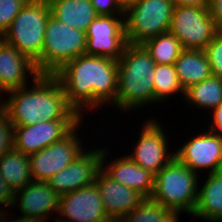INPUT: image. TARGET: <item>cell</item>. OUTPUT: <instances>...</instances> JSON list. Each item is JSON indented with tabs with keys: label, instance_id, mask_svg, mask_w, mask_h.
Returning a JSON list of instances; mask_svg holds the SVG:
<instances>
[{
	"label": "cell",
	"instance_id": "38",
	"mask_svg": "<svg viewBox=\"0 0 222 222\" xmlns=\"http://www.w3.org/2000/svg\"><path fill=\"white\" fill-rule=\"evenodd\" d=\"M119 6L125 11L130 6L134 5L138 0H116Z\"/></svg>",
	"mask_w": 222,
	"mask_h": 222
},
{
	"label": "cell",
	"instance_id": "40",
	"mask_svg": "<svg viewBox=\"0 0 222 222\" xmlns=\"http://www.w3.org/2000/svg\"><path fill=\"white\" fill-rule=\"evenodd\" d=\"M4 95H1L0 94V111L1 110H3V100H2V97H3Z\"/></svg>",
	"mask_w": 222,
	"mask_h": 222
},
{
	"label": "cell",
	"instance_id": "10",
	"mask_svg": "<svg viewBox=\"0 0 222 222\" xmlns=\"http://www.w3.org/2000/svg\"><path fill=\"white\" fill-rule=\"evenodd\" d=\"M150 118L141 126L139 140L134 142V151L127 154L141 168L156 175L175 156L174 151L170 152L168 137L165 135L161 121ZM170 149V150H168Z\"/></svg>",
	"mask_w": 222,
	"mask_h": 222
},
{
	"label": "cell",
	"instance_id": "35",
	"mask_svg": "<svg viewBox=\"0 0 222 222\" xmlns=\"http://www.w3.org/2000/svg\"><path fill=\"white\" fill-rule=\"evenodd\" d=\"M174 5L191 7H208L209 0H173Z\"/></svg>",
	"mask_w": 222,
	"mask_h": 222
},
{
	"label": "cell",
	"instance_id": "24",
	"mask_svg": "<svg viewBox=\"0 0 222 222\" xmlns=\"http://www.w3.org/2000/svg\"><path fill=\"white\" fill-rule=\"evenodd\" d=\"M184 101L193 108L211 112L222 103V78L212 76L188 87Z\"/></svg>",
	"mask_w": 222,
	"mask_h": 222
},
{
	"label": "cell",
	"instance_id": "15",
	"mask_svg": "<svg viewBox=\"0 0 222 222\" xmlns=\"http://www.w3.org/2000/svg\"><path fill=\"white\" fill-rule=\"evenodd\" d=\"M81 121L83 120L41 121L32 126L14 127V148L30 156L62 140Z\"/></svg>",
	"mask_w": 222,
	"mask_h": 222
},
{
	"label": "cell",
	"instance_id": "9",
	"mask_svg": "<svg viewBox=\"0 0 222 222\" xmlns=\"http://www.w3.org/2000/svg\"><path fill=\"white\" fill-rule=\"evenodd\" d=\"M81 121L62 140L30 155V168L33 181H48L54 174L59 173L72 163L84 151V143L78 133ZM79 130H78V129ZM78 130V131H77Z\"/></svg>",
	"mask_w": 222,
	"mask_h": 222
},
{
	"label": "cell",
	"instance_id": "31",
	"mask_svg": "<svg viewBox=\"0 0 222 222\" xmlns=\"http://www.w3.org/2000/svg\"><path fill=\"white\" fill-rule=\"evenodd\" d=\"M98 16L124 15L116 0H90Z\"/></svg>",
	"mask_w": 222,
	"mask_h": 222
},
{
	"label": "cell",
	"instance_id": "23",
	"mask_svg": "<svg viewBox=\"0 0 222 222\" xmlns=\"http://www.w3.org/2000/svg\"><path fill=\"white\" fill-rule=\"evenodd\" d=\"M0 173L13 192H17L33 181L30 156L13 148L0 157Z\"/></svg>",
	"mask_w": 222,
	"mask_h": 222
},
{
	"label": "cell",
	"instance_id": "41",
	"mask_svg": "<svg viewBox=\"0 0 222 222\" xmlns=\"http://www.w3.org/2000/svg\"><path fill=\"white\" fill-rule=\"evenodd\" d=\"M105 222H120V221L118 219H109V220H107Z\"/></svg>",
	"mask_w": 222,
	"mask_h": 222
},
{
	"label": "cell",
	"instance_id": "36",
	"mask_svg": "<svg viewBox=\"0 0 222 222\" xmlns=\"http://www.w3.org/2000/svg\"><path fill=\"white\" fill-rule=\"evenodd\" d=\"M5 222H41V221L35 218L20 215L19 218L16 219L15 218L10 219L8 217V220L7 221L5 220Z\"/></svg>",
	"mask_w": 222,
	"mask_h": 222
},
{
	"label": "cell",
	"instance_id": "4",
	"mask_svg": "<svg viewBox=\"0 0 222 222\" xmlns=\"http://www.w3.org/2000/svg\"><path fill=\"white\" fill-rule=\"evenodd\" d=\"M200 177L174 156L154 175V189L150 198L170 212L192 215L197 202Z\"/></svg>",
	"mask_w": 222,
	"mask_h": 222
},
{
	"label": "cell",
	"instance_id": "1",
	"mask_svg": "<svg viewBox=\"0 0 222 222\" xmlns=\"http://www.w3.org/2000/svg\"><path fill=\"white\" fill-rule=\"evenodd\" d=\"M54 76L62 85L68 103L83 118V112L109 104L115 107L118 92L117 60L80 55L65 64Z\"/></svg>",
	"mask_w": 222,
	"mask_h": 222
},
{
	"label": "cell",
	"instance_id": "34",
	"mask_svg": "<svg viewBox=\"0 0 222 222\" xmlns=\"http://www.w3.org/2000/svg\"><path fill=\"white\" fill-rule=\"evenodd\" d=\"M208 8L218 33H222V0H209Z\"/></svg>",
	"mask_w": 222,
	"mask_h": 222
},
{
	"label": "cell",
	"instance_id": "17",
	"mask_svg": "<svg viewBox=\"0 0 222 222\" xmlns=\"http://www.w3.org/2000/svg\"><path fill=\"white\" fill-rule=\"evenodd\" d=\"M59 202L60 195L47 182L32 181L15 193L13 208L17 205L21 215L47 222L57 213Z\"/></svg>",
	"mask_w": 222,
	"mask_h": 222
},
{
	"label": "cell",
	"instance_id": "2",
	"mask_svg": "<svg viewBox=\"0 0 222 222\" xmlns=\"http://www.w3.org/2000/svg\"><path fill=\"white\" fill-rule=\"evenodd\" d=\"M32 88L24 86L7 92L3 110L13 127L32 126L41 121L85 120L68 103L65 91L54 75H39Z\"/></svg>",
	"mask_w": 222,
	"mask_h": 222
},
{
	"label": "cell",
	"instance_id": "39",
	"mask_svg": "<svg viewBox=\"0 0 222 222\" xmlns=\"http://www.w3.org/2000/svg\"><path fill=\"white\" fill-rule=\"evenodd\" d=\"M0 209H2V210H0V222H5V220H7V216H8L7 214L9 212V210L5 211L3 206H0Z\"/></svg>",
	"mask_w": 222,
	"mask_h": 222
},
{
	"label": "cell",
	"instance_id": "19",
	"mask_svg": "<svg viewBox=\"0 0 222 222\" xmlns=\"http://www.w3.org/2000/svg\"><path fill=\"white\" fill-rule=\"evenodd\" d=\"M109 153L107 148H103L101 169L114 181L138 191L145 198H150L154 189V175L141 168L128 155L108 161Z\"/></svg>",
	"mask_w": 222,
	"mask_h": 222
},
{
	"label": "cell",
	"instance_id": "21",
	"mask_svg": "<svg viewBox=\"0 0 222 222\" xmlns=\"http://www.w3.org/2000/svg\"><path fill=\"white\" fill-rule=\"evenodd\" d=\"M51 15L74 29L86 32L88 26L97 18L90 0H47Z\"/></svg>",
	"mask_w": 222,
	"mask_h": 222
},
{
	"label": "cell",
	"instance_id": "14",
	"mask_svg": "<svg viewBox=\"0 0 222 222\" xmlns=\"http://www.w3.org/2000/svg\"><path fill=\"white\" fill-rule=\"evenodd\" d=\"M92 149L87 151L85 147L72 163L46 181L60 196L95 183L96 174L101 169L103 147Z\"/></svg>",
	"mask_w": 222,
	"mask_h": 222
},
{
	"label": "cell",
	"instance_id": "32",
	"mask_svg": "<svg viewBox=\"0 0 222 222\" xmlns=\"http://www.w3.org/2000/svg\"><path fill=\"white\" fill-rule=\"evenodd\" d=\"M15 192L9 187L7 182L3 179L0 173V206L6 210L13 209Z\"/></svg>",
	"mask_w": 222,
	"mask_h": 222
},
{
	"label": "cell",
	"instance_id": "6",
	"mask_svg": "<svg viewBox=\"0 0 222 222\" xmlns=\"http://www.w3.org/2000/svg\"><path fill=\"white\" fill-rule=\"evenodd\" d=\"M41 51V75H54L65 64L84 55L86 33L64 24L52 15L46 24Z\"/></svg>",
	"mask_w": 222,
	"mask_h": 222
},
{
	"label": "cell",
	"instance_id": "27",
	"mask_svg": "<svg viewBox=\"0 0 222 222\" xmlns=\"http://www.w3.org/2000/svg\"><path fill=\"white\" fill-rule=\"evenodd\" d=\"M171 212L159 202L145 198L128 215L121 218L120 222H161Z\"/></svg>",
	"mask_w": 222,
	"mask_h": 222
},
{
	"label": "cell",
	"instance_id": "18",
	"mask_svg": "<svg viewBox=\"0 0 222 222\" xmlns=\"http://www.w3.org/2000/svg\"><path fill=\"white\" fill-rule=\"evenodd\" d=\"M95 183L109 219L120 220L131 213L145 199L138 191L114 181L102 169L96 174Z\"/></svg>",
	"mask_w": 222,
	"mask_h": 222
},
{
	"label": "cell",
	"instance_id": "7",
	"mask_svg": "<svg viewBox=\"0 0 222 222\" xmlns=\"http://www.w3.org/2000/svg\"><path fill=\"white\" fill-rule=\"evenodd\" d=\"M173 0H138L124 11L127 44L142 45L145 41L169 31Z\"/></svg>",
	"mask_w": 222,
	"mask_h": 222
},
{
	"label": "cell",
	"instance_id": "33",
	"mask_svg": "<svg viewBox=\"0 0 222 222\" xmlns=\"http://www.w3.org/2000/svg\"><path fill=\"white\" fill-rule=\"evenodd\" d=\"M211 112L212 119L211 122H209V127L207 128L212 133L222 137V103Z\"/></svg>",
	"mask_w": 222,
	"mask_h": 222
},
{
	"label": "cell",
	"instance_id": "13",
	"mask_svg": "<svg viewBox=\"0 0 222 222\" xmlns=\"http://www.w3.org/2000/svg\"><path fill=\"white\" fill-rule=\"evenodd\" d=\"M174 152L175 157L191 171L208 170L209 173L222 170V137L210 130L191 136Z\"/></svg>",
	"mask_w": 222,
	"mask_h": 222
},
{
	"label": "cell",
	"instance_id": "29",
	"mask_svg": "<svg viewBox=\"0 0 222 222\" xmlns=\"http://www.w3.org/2000/svg\"><path fill=\"white\" fill-rule=\"evenodd\" d=\"M29 0H0V37Z\"/></svg>",
	"mask_w": 222,
	"mask_h": 222
},
{
	"label": "cell",
	"instance_id": "3",
	"mask_svg": "<svg viewBox=\"0 0 222 222\" xmlns=\"http://www.w3.org/2000/svg\"><path fill=\"white\" fill-rule=\"evenodd\" d=\"M118 64V92L114 109L135 110L159 103L154 98L155 62L142 45L127 44Z\"/></svg>",
	"mask_w": 222,
	"mask_h": 222
},
{
	"label": "cell",
	"instance_id": "12",
	"mask_svg": "<svg viewBox=\"0 0 222 222\" xmlns=\"http://www.w3.org/2000/svg\"><path fill=\"white\" fill-rule=\"evenodd\" d=\"M56 222H105L103 199L96 183L60 196ZM62 216V217H61Z\"/></svg>",
	"mask_w": 222,
	"mask_h": 222
},
{
	"label": "cell",
	"instance_id": "16",
	"mask_svg": "<svg viewBox=\"0 0 222 222\" xmlns=\"http://www.w3.org/2000/svg\"><path fill=\"white\" fill-rule=\"evenodd\" d=\"M39 75L40 73L31 59L4 42L0 37L1 95L24 86H31L28 84L27 79L31 77L32 80H35Z\"/></svg>",
	"mask_w": 222,
	"mask_h": 222
},
{
	"label": "cell",
	"instance_id": "8",
	"mask_svg": "<svg viewBox=\"0 0 222 222\" xmlns=\"http://www.w3.org/2000/svg\"><path fill=\"white\" fill-rule=\"evenodd\" d=\"M169 32L177 37L183 49L204 50L218 34L208 7L175 5Z\"/></svg>",
	"mask_w": 222,
	"mask_h": 222
},
{
	"label": "cell",
	"instance_id": "30",
	"mask_svg": "<svg viewBox=\"0 0 222 222\" xmlns=\"http://www.w3.org/2000/svg\"><path fill=\"white\" fill-rule=\"evenodd\" d=\"M14 148V127L4 110L0 111V157Z\"/></svg>",
	"mask_w": 222,
	"mask_h": 222
},
{
	"label": "cell",
	"instance_id": "37",
	"mask_svg": "<svg viewBox=\"0 0 222 222\" xmlns=\"http://www.w3.org/2000/svg\"><path fill=\"white\" fill-rule=\"evenodd\" d=\"M182 213L179 212H171L168 216H166L161 222H179V215Z\"/></svg>",
	"mask_w": 222,
	"mask_h": 222
},
{
	"label": "cell",
	"instance_id": "25",
	"mask_svg": "<svg viewBox=\"0 0 222 222\" xmlns=\"http://www.w3.org/2000/svg\"><path fill=\"white\" fill-rule=\"evenodd\" d=\"M142 46L155 64L172 65L184 50L177 37L169 31L145 41Z\"/></svg>",
	"mask_w": 222,
	"mask_h": 222
},
{
	"label": "cell",
	"instance_id": "22",
	"mask_svg": "<svg viewBox=\"0 0 222 222\" xmlns=\"http://www.w3.org/2000/svg\"><path fill=\"white\" fill-rule=\"evenodd\" d=\"M174 67L184 90L213 76L204 50L184 49Z\"/></svg>",
	"mask_w": 222,
	"mask_h": 222
},
{
	"label": "cell",
	"instance_id": "20",
	"mask_svg": "<svg viewBox=\"0 0 222 222\" xmlns=\"http://www.w3.org/2000/svg\"><path fill=\"white\" fill-rule=\"evenodd\" d=\"M204 181L199 183L192 216L207 222H222V170L209 173Z\"/></svg>",
	"mask_w": 222,
	"mask_h": 222
},
{
	"label": "cell",
	"instance_id": "26",
	"mask_svg": "<svg viewBox=\"0 0 222 222\" xmlns=\"http://www.w3.org/2000/svg\"><path fill=\"white\" fill-rule=\"evenodd\" d=\"M175 94V95H174ZM180 94L184 98L185 90L180 84L174 64H156L154 70V98L158 103L167 102L169 96Z\"/></svg>",
	"mask_w": 222,
	"mask_h": 222
},
{
	"label": "cell",
	"instance_id": "5",
	"mask_svg": "<svg viewBox=\"0 0 222 222\" xmlns=\"http://www.w3.org/2000/svg\"><path fill=\"white\" fill-rule=\"evenodd\" d=\"M51 15L47 0H29L1 36L4 42L31 59L41 75V51Z\"/></svg>",
	"mask_w": 222,
	"mask_h": 222
},
{
	"label": "cell",
	"instance_id": "11",
	"mask_svg": "<svg viewBox=\"0 0 222 222\" xmlns=\"http://www.w3.org/2000/svg\"><path fill=\"white\" fill-rule=\"evenodd\" d=\"M85 55L119 60L127 45L124 15L97 16L86 30Z\"/></svg>",
	"mask_w": 222,
	"mask_h": 222
},
{
	"label": "cell",
	"instance_id": "28",
	"mask_svg": "<svg viewBox=\"0 0 222 222\" xmlns=\"http://www.w3.org/2000/svg\"><path fill=\"white\" fill-rule=\"evenodd\" d=\"M212 75L222 78V33H218L204 48Z\"/></svg>",
	"mask_w": 222,
	"mask_h": 222
}]
</instances>
